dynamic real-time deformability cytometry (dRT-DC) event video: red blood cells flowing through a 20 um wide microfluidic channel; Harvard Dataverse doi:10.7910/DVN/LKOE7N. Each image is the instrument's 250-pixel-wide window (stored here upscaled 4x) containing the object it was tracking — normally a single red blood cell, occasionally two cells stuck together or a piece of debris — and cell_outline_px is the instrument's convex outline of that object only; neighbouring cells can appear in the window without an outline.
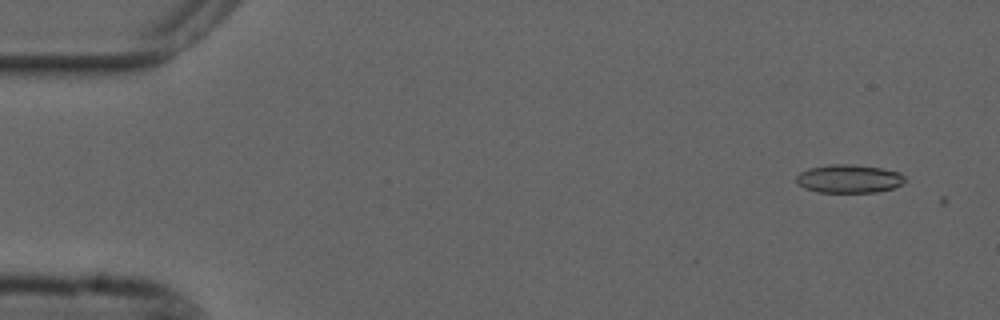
{"species": "common noctule bat (a hibernating species)", "species_latin": "Nyctalus noctula", "temperature_condition": "cold", "stored_images_in_passage": 2, "camera_frame_rate_fps": 3000, "um_per_image_px": 0.085, "animal": {"sex": "male", "forearm_length_mm": 52.5}, "frame": {"image": 1, "passage_image": 1, "time_ms": 0.0, "image_size_px": [1000, 320], "cell_outline_px": [[904, 184], [892, 188], [876, 192], [816, 192], [804, 188], [796, 180], [796, 176], [800, 172], [808, 168], [828, 164], [852, 164], [880, 168], [900, 172], [904, 176]], "centroid_in_image_um": [72.15, 15.19], "position_along_channel_um": 12.8, "area_um2": 17.98}}